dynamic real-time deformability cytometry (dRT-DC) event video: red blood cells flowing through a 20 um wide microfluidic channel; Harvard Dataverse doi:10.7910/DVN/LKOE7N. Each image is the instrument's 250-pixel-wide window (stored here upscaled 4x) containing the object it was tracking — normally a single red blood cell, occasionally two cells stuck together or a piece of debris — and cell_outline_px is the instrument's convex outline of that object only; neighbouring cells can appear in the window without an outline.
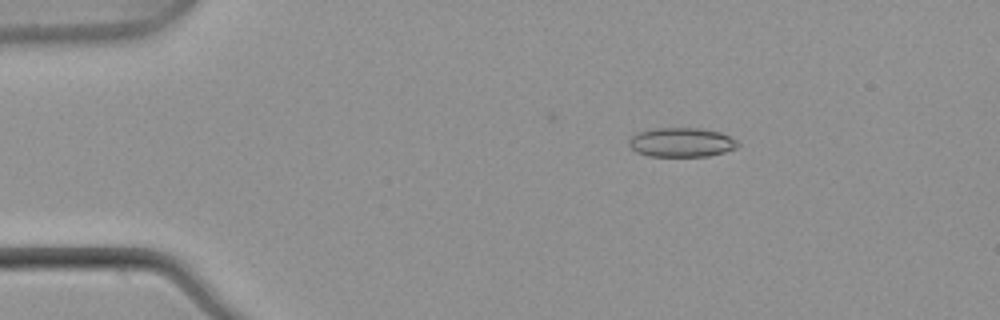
{"species": "common noctule bat (a hibernating species)", "species_latin": "Nyctalus noctula", "temperature_condition": "warm", "stored_images_in_passage": 7, "camera_frame_rate_fps": 3000, "um_per_image_px": 0.085, "animal": {"sex": "male", "body_mass_g": 21.5, "forearm_length_mm": 52.0}, "frame": {"image": 1, "passage_image": 2, "time_ms": 0.333, "image_size_px": [1000, 320], "cell_outline_px": [[740, 144], [736, 148], [724, 152], [708, 156], [648, 156], [636, 152], [628, 144], [628, 140], [636, 132], [656, 128], [696, 128], [720, 132], [736, 140]], "centroid_in_image_um": [57.9, 12.1], "position_along_channel_um": 27.1, "area_um2": 18.55}}
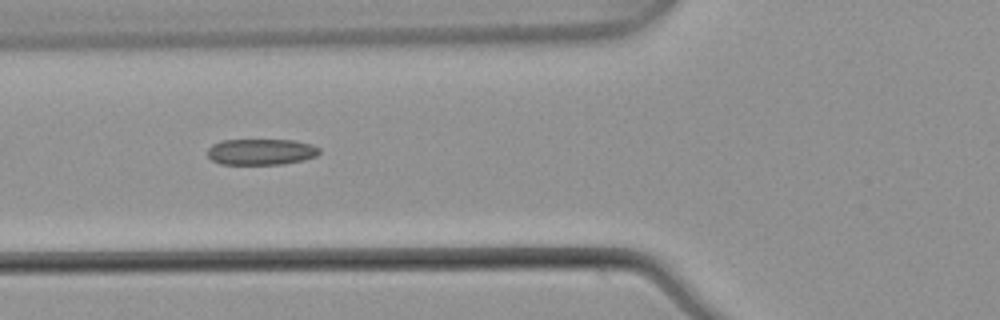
{"frame": {"image": 2, "passage_image": 5, "time_ms": 1.333, "image_size_px": [1000, 320], "cell_outline_px": [[320, 152], [316, 156], [304, 160], [284, 164], [220, 164], [212, 160], [208, 156], [208, 148], [212, 144], [224, 140], [296, 140], [312, 144], [320, 148]], "centroid_in_image_um": [22.22, 12.9], "position_along_channel_um": 103.6, "area_um2": 17.11}}
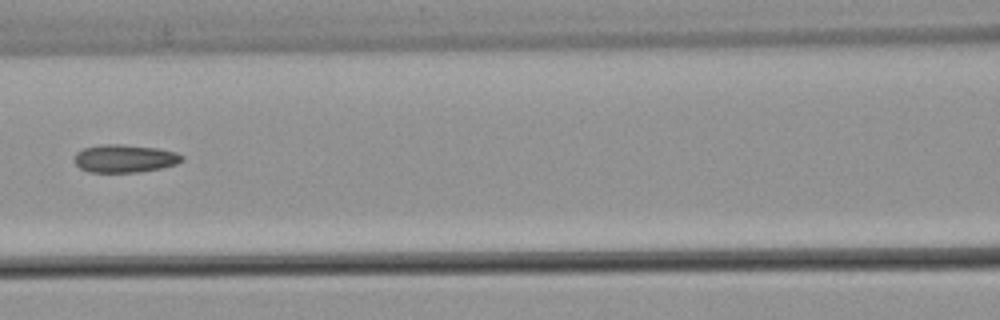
{"frame": {"image": 3, "passage_image": 6, "time_ms": 1.667, "image_size_px": [1000, 320], "cell_outline_px": [[184, 160], [176, 164], [160, 168], [140, 172], [88, 172], [80, 168], [76, 164], [76, 152], [84, 148], [104, 144], [120, 144], [160, 148], [176, 152], [184, 156]], "centroid_in_image_um": [10.64, 13.47], "position_along_channel_um": 156.0, "area_um2": 17.51}}